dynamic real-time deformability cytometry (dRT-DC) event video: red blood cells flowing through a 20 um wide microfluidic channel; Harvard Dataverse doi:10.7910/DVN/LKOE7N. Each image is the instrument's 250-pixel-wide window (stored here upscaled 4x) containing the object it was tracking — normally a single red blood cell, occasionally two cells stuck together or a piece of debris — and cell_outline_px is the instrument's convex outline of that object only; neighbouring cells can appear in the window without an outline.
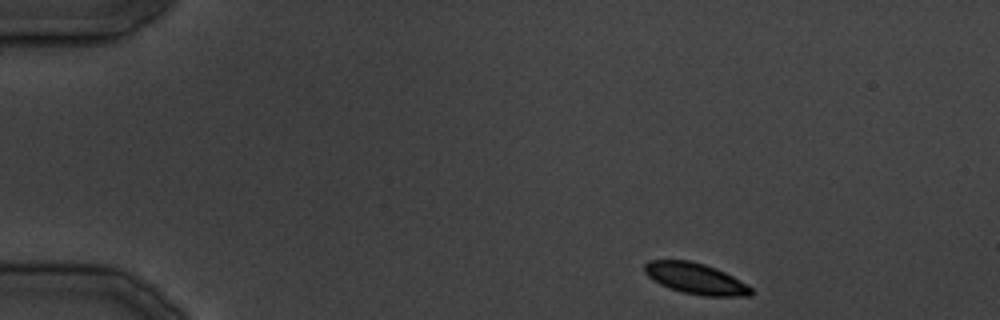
{"species": "common noctule bat (a hibernating species)", "species_latin": "Nyctalus noctula", "temperature_condition": "cold", "stored_images_in_passage": 31, "camera_frame_rate_fps": 3000, "um_per_image_px": 0.085, "animal": {"sex": "male", "body_mass_g": 19.5, "forearm_length_mm": 54.6}, "frame": {"image": 1, "passage_image": 1, "time_ms": 0.0, "image_size_px": [1000, 320], "cell_outline_px": [[752, 296], [704, 296], [684, 292], [668, 288], [652, 280], [644, 272], [644, 264], [648, 260], [688, 260], [704, 264], [716, 268], [748, 284], [752, 288]], "centroid_in_image_um": [59.12, 23.68], "position_along_channel_um": 25.9, "area_um2": 19.31}}
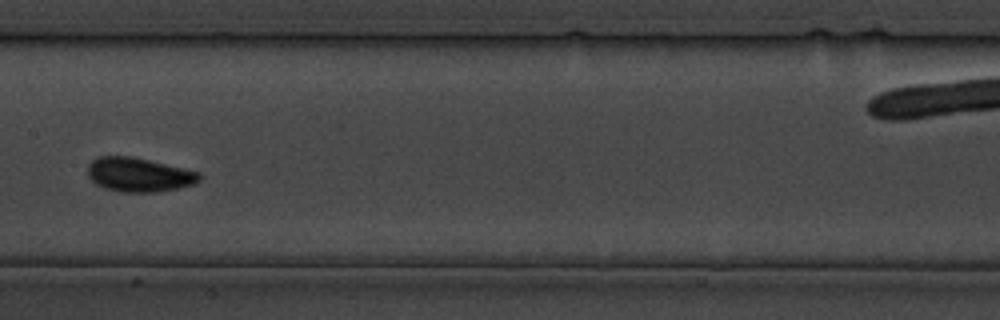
{"frame": {"image": 2, "passage_image": 14, "time_ms": 16.333, "image_size_px": [1000, 320], "cell_outline_px": [[200, 180], [192, 184], [176, 188], [156, 192], [120, 192], [104, 188], [96, 184], [88, 176], [88, 164], [92, 160], [100, 156], [128, 156], [148, 160], [200, 172]], "centroid_in_image_um": [11.77, 14.85], "position_along_channel_um": 195.6, "area_um2": 21.96}}
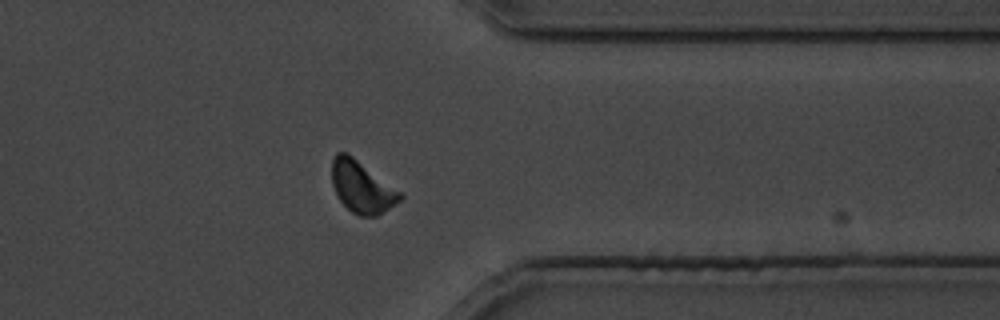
{"frame": {"image": 3, "passage_image": 24, "time_ms": 28.667, "image_size_px": [1000, 320], "cell_outline_px": [[404, 196], [400, 200], [376, 216], [360, 216], [352, 212], [340, 200], [332, 184], [332, 160], [336, 152], [348, 152], [404, 192]], "centroid_in_image_um": [30.79, 15.85], "position_along_channel_um": 380.6, "area_um2": 20.81}}